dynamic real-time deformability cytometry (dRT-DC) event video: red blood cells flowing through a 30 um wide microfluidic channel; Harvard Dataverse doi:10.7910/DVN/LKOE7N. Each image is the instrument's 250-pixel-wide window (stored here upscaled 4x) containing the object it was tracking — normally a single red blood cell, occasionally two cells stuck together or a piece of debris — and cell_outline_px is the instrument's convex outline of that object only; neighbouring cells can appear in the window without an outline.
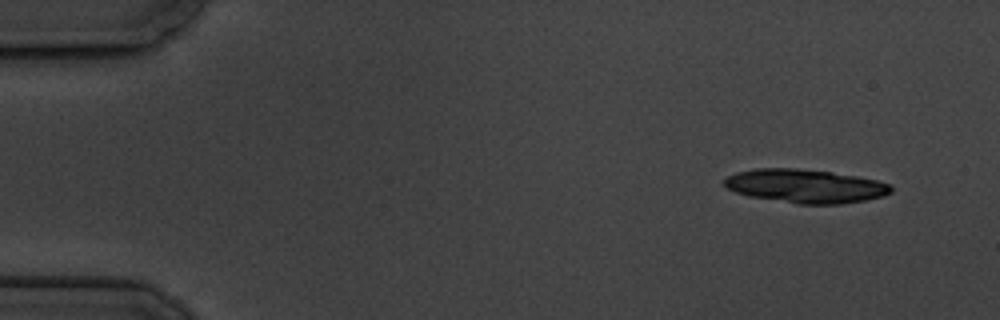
{"species": "common noctule bat (a hibernating species)", "species_latin": "Nyctalus noctula", "temperature_condition": "cold", "stored_images_in_passage": 6, "camera_frame_rate_fps": 3000, "um_per_image_px": 0.085, "animal": {"sex": "male", "body_mass_g": 19.5, "forearm_length_mm": 54.6}, "frame": {"image": 1, "passage_image": 1, "time_ms": 0.0, "image_size_px": [1000, 320], "cell_outline_px": [[892, 192], [884, 196], [864, 200], [840, 204], [800, 204], [748, 196], [736, 192], [728, 188], [724, 184], [724, 180], [728, 176], [736, 172], [756, 168], [796, 168], [832, 172], [856, 176], [876, 180], [888, 184], [892, 188]], "centroid_in_image_um": [68.45, 15.81], "position_along_channel_um": 16.6, "area_um2": 32.54}}